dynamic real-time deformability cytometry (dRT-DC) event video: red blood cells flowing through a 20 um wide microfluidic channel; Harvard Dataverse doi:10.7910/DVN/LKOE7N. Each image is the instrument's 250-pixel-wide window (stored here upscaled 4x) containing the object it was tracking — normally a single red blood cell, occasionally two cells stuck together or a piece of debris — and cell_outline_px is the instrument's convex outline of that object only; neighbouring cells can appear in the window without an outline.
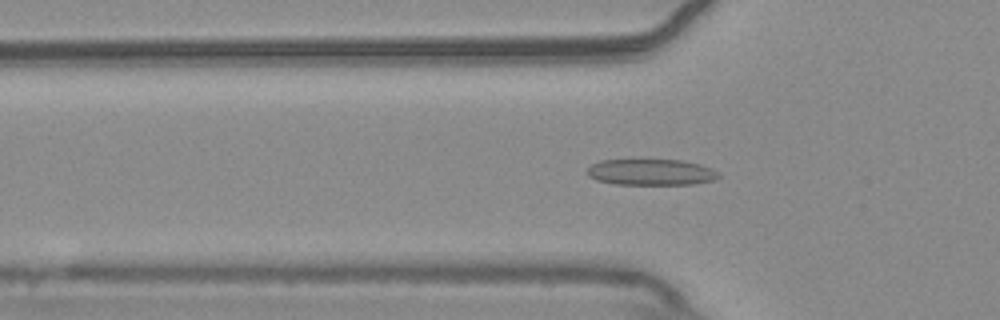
{"species": "common noctule bat (a hibernating species)", "species_latin": "Nyctalus noctula", "temperature_condition": "warm", "stored_images_in_passage": 48, "camera_frame_rate_fps": 3000, "um_per_image_px": 0.085, "animal": {"sex": "male", "body_mass_g": 20.4}, "frame": {"image": 1, "passage_image": 11, "time_ms": 3.333, "image_size_px": [1000, 320], "cell_outline_px": [[720, 176], [712, 180], [692, 184], [616, 184], [596, 180], [588, 176], [588, 168], [592, 164], [600, 160], [680, 160], [700, 164], [712, 168], [720, 172]], "centroid_in_image_um": [55.35, 14.63], "position_along_channel_um": 70.5, "area_um2": 19.94}}
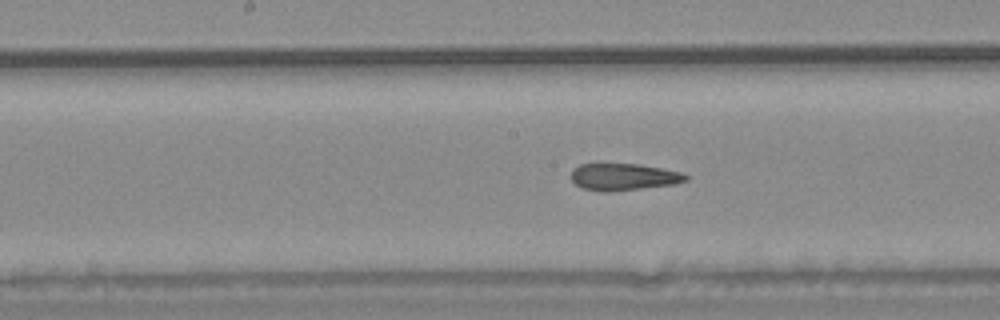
{"frame": {"image": 2, "passage_image": 21, "time_ms": 6.667, "image_size_px": [1000, 320], "cell_outline_px": [[688, 180], [672, 184], [608, 192], [604, 192], [580, 188], [572, 180], [572, 168], [580, 164], [640, 164], [684, 172], [688, 176]], "centroid_in_image_um": [53.0, 15.03], "position_along_channel_um": 195.2, "area_um2": 17.98}}
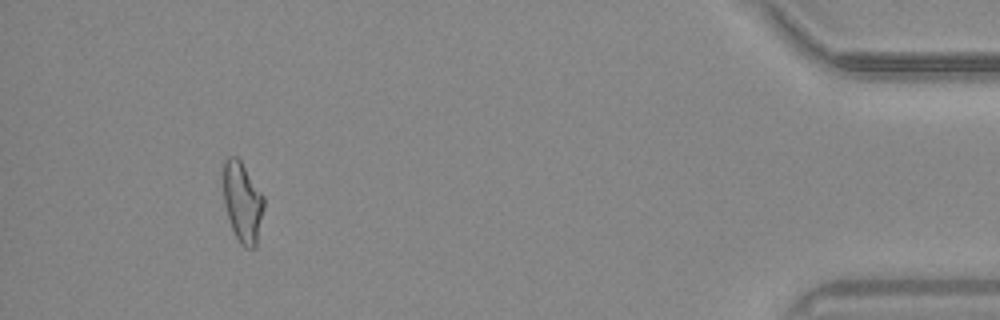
{"frame": {"image": 3, "passage_image": 44, "time_ms": 14.333, "image_size_px": [1000, 320], "cell_outline_px": [[264, 208], [256, 248], [244, 248], [240, 244], [228, 220], [224, 204], [224, 160], [228, 156], [236, 156], [240, 160], [264, 196]], "centroid_in_image_um": [20.62, 17.21], "position_along_channel_um": 414.6, "area_um2": 19.02}, "authors_computed_cell_mechanics": {"area_um2": 19.1318, "velocity_mm_per_s": 3.723, "shape_relaxation_time_tau1_ms": null, "shape_relaxation_time_tau2_ms": 4.2391, "deformation_change_tau1": null, "deformation_change_tau2": 0.1039}}